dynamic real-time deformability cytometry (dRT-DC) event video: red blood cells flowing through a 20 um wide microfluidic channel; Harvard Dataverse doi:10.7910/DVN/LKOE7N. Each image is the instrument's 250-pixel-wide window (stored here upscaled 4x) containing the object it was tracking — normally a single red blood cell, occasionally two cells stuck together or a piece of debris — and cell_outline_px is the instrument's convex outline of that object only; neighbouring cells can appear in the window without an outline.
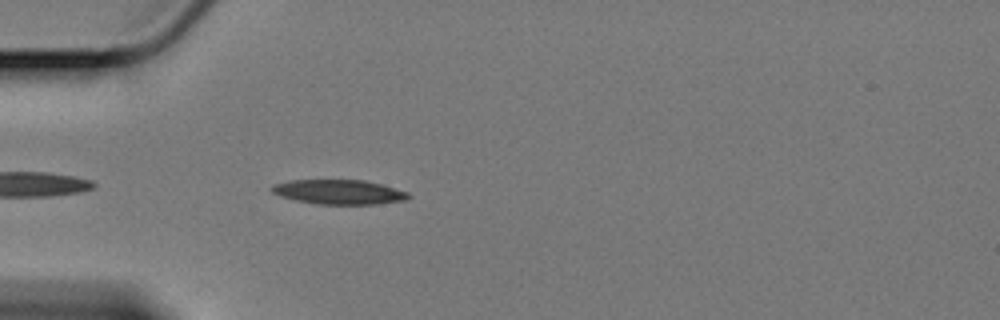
{"species": "Egyptian fruit bat (a non-hibernating species)", "species_latin": "Rousettus aegyptiacus", "temperature_condition": "cold", "stored_images_in_passage": 18, "camera_frame_rate_fps": 3000, "um_per_image_px": 0.085, "animal": {"sex": "female"}, "frame": {"image": 1, "passage_image": 3, "time_ms": 0.667, "image_size_px": [1000, 320], "cell_outline_px": [[412, 196], [404, 200], [376, 204], [320, 204], [296, 200], [280, 196], [272, 192], [272, 184], [292, 180], [364, 180], [380, 184], [408, 192]], "centroid_in_image_um": [28.81, 16.31], "position_along_channel_um": 56.2, "area_um2": 19.36}}
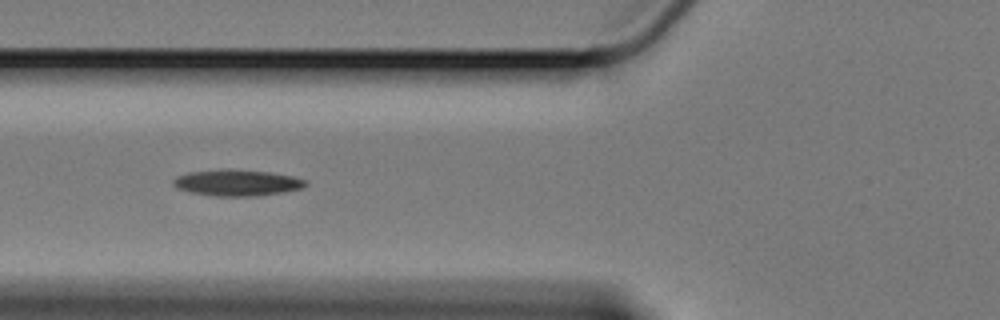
{"frame": {"image": 2, "passage_image": 8, "time_ms": 2.333, "image_size_px": [1000, 320], "cell_outline_px": [[308, 184], [304, 188], [284, 192], [260, 196], [212, 196], [188, 192], [176, 188], [172, 184], [172, 180], [176, 176], [188, 172], [220, 168], [228, 168], [272, 172], [292, 176], [308, 180]], "centroid_in_image_um": [20.14, 15.52], "position_along_channel_um": 105.7, "area_um2": 20.92}}
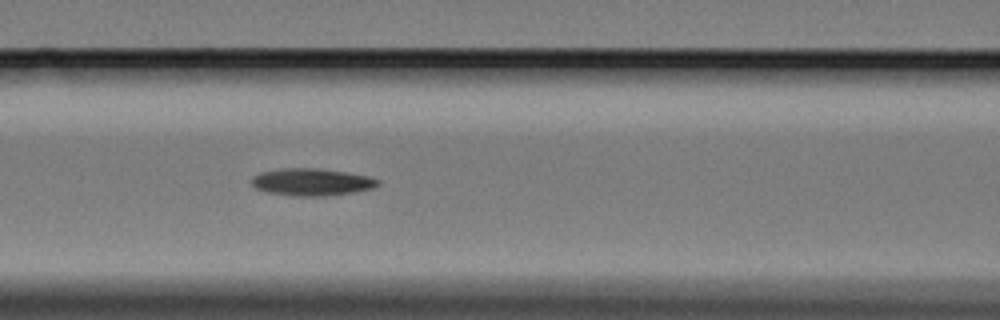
{"frame": {"image": 3, "passage_image": 11, "time_ms": 3.333, "image_size_px": [1000, 320], "cell_outline_px": [[380, 184], [372, 188], [352, 192], [324, 196], [296, 196], [268, 192], [256, 188], [252, 184], [252, 176], [260, 172], [284, 168], [316, 168], [344, 172], [368, 176], [380, 180]], "centroid_in_image_um": [26.48, 15.47], "position_along_channel_um": 140.1, "area_um2": 19.83}}